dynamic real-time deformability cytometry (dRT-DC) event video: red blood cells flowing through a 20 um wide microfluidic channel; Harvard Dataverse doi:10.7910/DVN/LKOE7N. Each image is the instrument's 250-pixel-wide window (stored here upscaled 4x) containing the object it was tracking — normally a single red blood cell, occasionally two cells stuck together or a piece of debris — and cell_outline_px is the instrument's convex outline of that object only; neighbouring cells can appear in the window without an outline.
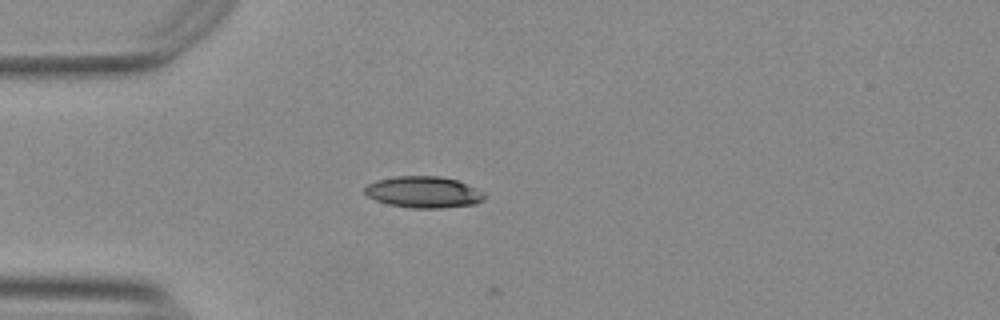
{"species": "Egyptian fruit bat (a non-hibernating species)", "species_latin": "Rousettus aegyptiacus", "temperature_condition": "warm", "stored_images_in_passage": 3, "camera_frame_rate_fps": 3000, "um_per_image_px": 0.085, "animal": {"sex": "female"}, "frame": {"image": 1, "passage_image": 1, "time_ms": 0.0, "image_size_px": [1000, 320], "cell_outline_px": [[484, 200], [476, 204], [440, 208], [412, 208], [388, 204], [376, 200], [368, 196], [364, 192], [364, 188], [368, 184], [376, 180], [396, 176], [440, 176], [456, 180], [476, 188], [484, 192]], "centroid_in_image_um": [36.0, 16.33], "position_along_channel_um": 49.0, "area_um2": 21.91}}